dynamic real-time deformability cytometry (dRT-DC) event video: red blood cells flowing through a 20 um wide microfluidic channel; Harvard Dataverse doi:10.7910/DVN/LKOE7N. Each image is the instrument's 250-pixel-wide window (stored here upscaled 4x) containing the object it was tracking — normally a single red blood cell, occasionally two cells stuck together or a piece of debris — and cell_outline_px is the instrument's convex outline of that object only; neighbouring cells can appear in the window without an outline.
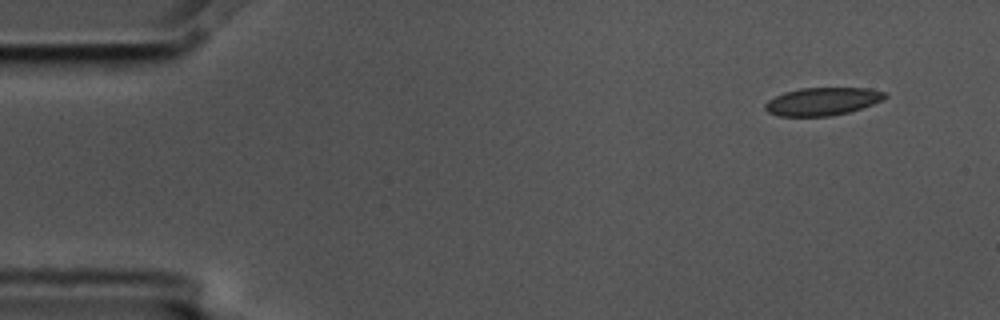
{"species": "common noctule bat (a hibernating species)", "species_latin": "Nyctalus noctula", "temperature_condition": "cold", "stored_images_in_passage": 4, "camera_frame_rate_fps": 3000, "um_per_image_px": 0.085, "animal": {"sex": "male", "body_mass_g": 17.5, "forearm_length_mm": 52.3}, "frame": {"image": 1, "passage_image": 1, "time_ms": 0.0, "image_size_px": [1000, 320], "cell_outline_px": [[888, 96], [884, 100], [848, 112], [828, 116], [780, 116], [768, 112], [764, 108], [764, 104], [768, 100], [784, 92], [800, 88], [868, 88], [884, 92]], "centroid_in_image_um": [69.9, 8.61], "position_along_channel_um": 15.1, "area_um2": 19.36}}
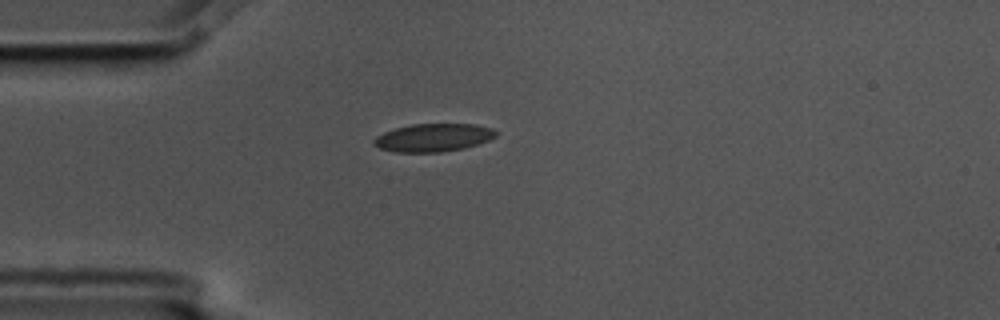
{"frame": {"image": 2, "passage_image": 4, "time_ms": 1.0, "image_size_px": [1000, 320], "cell_outline_px": [[496, 136], [488, 140], [464, 148], [440, 152], [396, 152], [380, 148], [372, 144], [372, 140], [376, 136], [384, 132], [396, 128], [412, 124], [476, 124], [492, 128], [496, 132]], "centroid_in_image_um": [36.8, 11.69], "position_along_channel_um": 48.2, "area_um2": 19.83}}